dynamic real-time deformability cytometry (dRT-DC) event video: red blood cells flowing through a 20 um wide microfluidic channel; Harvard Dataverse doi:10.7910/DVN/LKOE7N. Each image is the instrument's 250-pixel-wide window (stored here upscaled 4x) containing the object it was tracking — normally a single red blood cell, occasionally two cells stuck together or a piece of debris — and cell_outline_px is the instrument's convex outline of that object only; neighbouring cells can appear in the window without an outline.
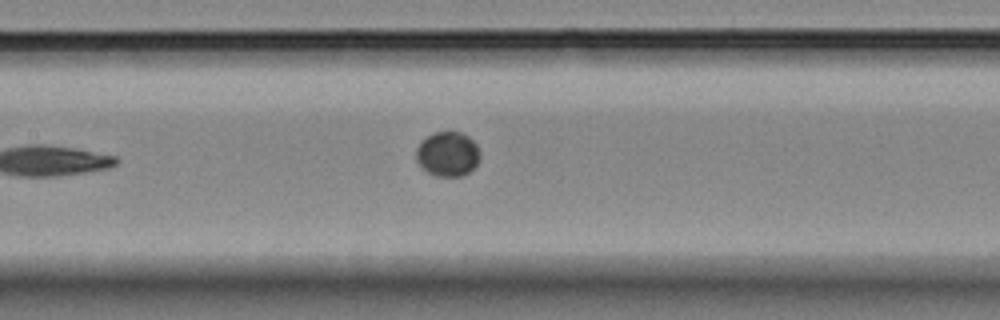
{"species": "Egyptian fruit bat (a non-hibernating species)", "species_latin": "Rousettus aegyptiacus", "temperature_condition": "room temperature", "stored_images_in_passage": 5, "segment_of_instrument_passage": [1, 2], "camera_frame_rate_fps": 3000, "um_per_image_px": 0.085, "animal": {"sex": "female"}, "frame": {"image": 1, "passage_image": 4, "time_ms": 3.667, "image_size_px": [1000, 320], "cell_outline_px": [[480, 156], [476, 164], [468, 172], [460, 176], [436, 176], [428, 172], [416, 160], [416, 148], [428, 136], [436, 132], [460, 132], [468, 136], [476, 144], [480, 152]], "centroid_in_image_um": [38.06, 13.09], "position_along_channel_um": 169.3, "area_um2": 16.3}}